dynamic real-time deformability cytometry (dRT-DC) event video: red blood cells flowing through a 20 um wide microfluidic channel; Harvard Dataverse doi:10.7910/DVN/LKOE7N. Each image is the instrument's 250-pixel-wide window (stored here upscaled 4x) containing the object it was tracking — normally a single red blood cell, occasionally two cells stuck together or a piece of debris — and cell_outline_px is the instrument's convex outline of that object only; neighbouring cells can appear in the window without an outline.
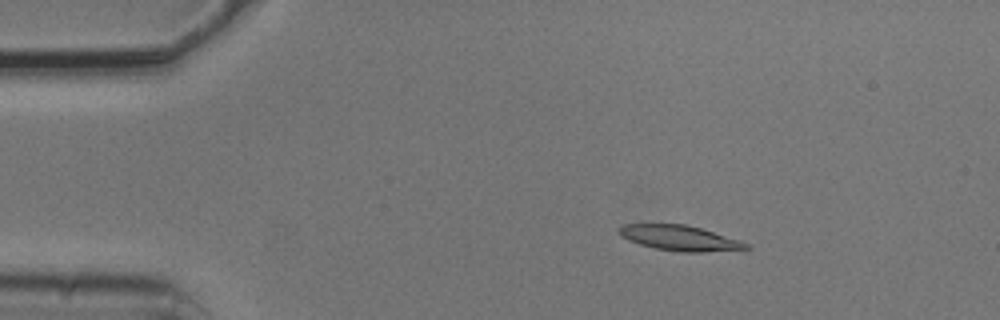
{"species": "common noctule bat (a hibernating species)", "species_latin": "Nyctalus noctula", "temperature_condition": "cold", "stored_images_in_passage": 5, "camera_frame_rate_fps": 3000, "um_per_image_px": 0.085, "animal": {"sex": "male", "body_mass_g": 20.5, "forearm_length_mm": 52.5}, "frame": {"image": 1, "passage_image": 3, "time_ms": 0.667, "image_size_px": [1000, 320], "cell_outline_px": [[752, 248], [704, 252], [680, 252], [656, 248], [640, 244], [628, 240], [620, 236], [616, 232], [616, 228], [624, 224], [688, 224], [740, 240], [748, 244]], "centroid_in_image_um": [57.73, 20.22], "position_along_channel_um": 27.3, "area_um2": 18.79}}
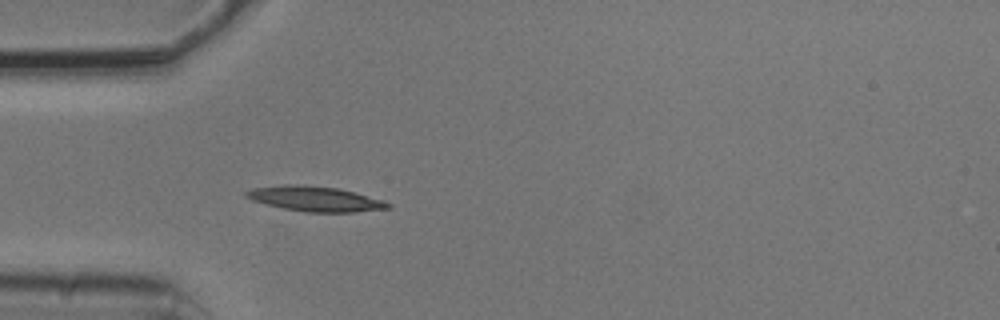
{"frame": {"image": 2, "passage_image": 5, "time_ms": 1.333, "image_size_px": [1000, 320], "cell_outline_px": [[392, 208], [352, 212], [304, 212], [284, 208], [252, 200], [244, 196], [244, 192], [252, 188], [284, 184], [296, 184], [336, 188], [384, 200], [392, 204]], "centroid_in_image_um": [26.78, 16.9], "position_along_channel_um": 58.2, "area_um2": 20.52}}